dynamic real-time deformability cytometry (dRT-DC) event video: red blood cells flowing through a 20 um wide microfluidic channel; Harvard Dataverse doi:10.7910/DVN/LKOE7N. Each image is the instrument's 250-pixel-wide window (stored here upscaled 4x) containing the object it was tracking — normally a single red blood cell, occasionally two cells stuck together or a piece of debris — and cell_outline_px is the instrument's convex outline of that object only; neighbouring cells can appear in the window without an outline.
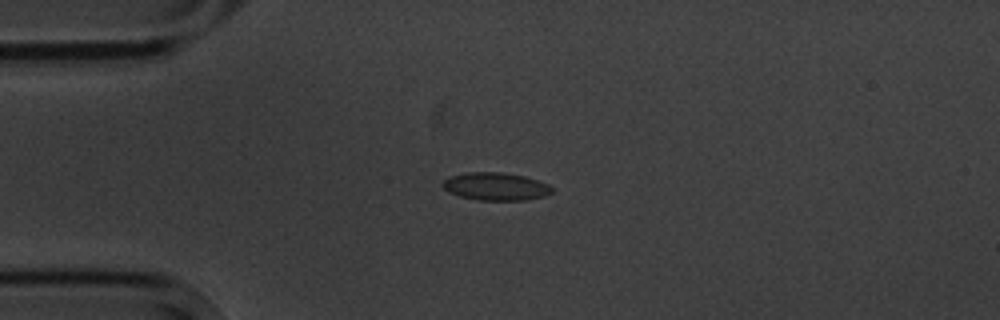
{"species": "common noctule bat (a hibernating species)", "species_latin": "Nyctalus noctula", "temperature_condition": "cold", "stored_images_in_passage": 5, "camera_frame_rate_fps": 3000, "um_per_image_px": 0.085, "animal": {"sex": "male", "body_mass_g": 20.1, "forearm_length_mm": 53.5}, "frame": {"image": 1, "passage_image": 2, "time_ms": 1.0, "image_size_px": [1000, 320], "cell_outline_px": [[552, 192], [544, 196], [524, 200], [480, 200], [460, 196], [448, 192], [440, 184], [448, 176], [464, 172], [504, 172], [524, 176], [548, 184], [552, 188]], "centroid_in_image_um": [42.09, 15.83], "position_along_channel_um": 42.9, "area_um2": 17.74}}
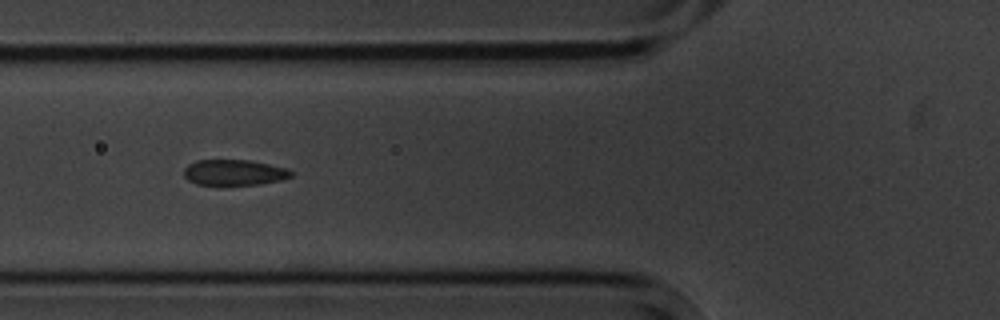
{"frame": {"image": 2, "passage_image": 4, "time_ms": 3.333, "image_size_px": [1000, 320], "cell_outline_px": [[292, 176], [280, 180], [260, 184], [216, 188], [196, 184], [188, 180], [184, 176], [184, 168], [188, 164], [196, 160], [252, 160], [288, 168], [292, 172]], "centroid_in_image_um": [19.86, 14.7], "position_along_channel_um": 105.9, "area_um2": 16.94}}
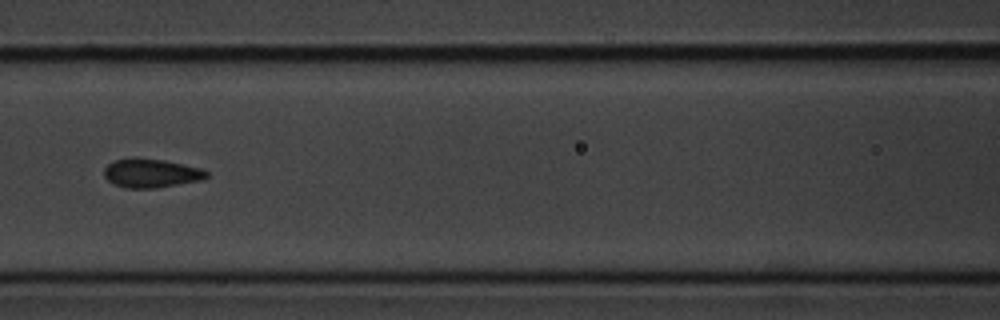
{"frame": {"image": 3, "passage_image": 5, "time_ms": 4.667, "image_size_px": [1000, 320], "cell_outline_px": [[208, 176], [204, 180], [156, 188], [128, 188], [112, 184], [104, 176], [104, 168], [108, 164], [116, 160], [132, 156], [136, 156], [164, 160], [204, 168], [208, 172]], "centroid_in_image_um": [12.87, 14.7], "position_along_channel_um": 153.7, "area_um2": 17.69}}